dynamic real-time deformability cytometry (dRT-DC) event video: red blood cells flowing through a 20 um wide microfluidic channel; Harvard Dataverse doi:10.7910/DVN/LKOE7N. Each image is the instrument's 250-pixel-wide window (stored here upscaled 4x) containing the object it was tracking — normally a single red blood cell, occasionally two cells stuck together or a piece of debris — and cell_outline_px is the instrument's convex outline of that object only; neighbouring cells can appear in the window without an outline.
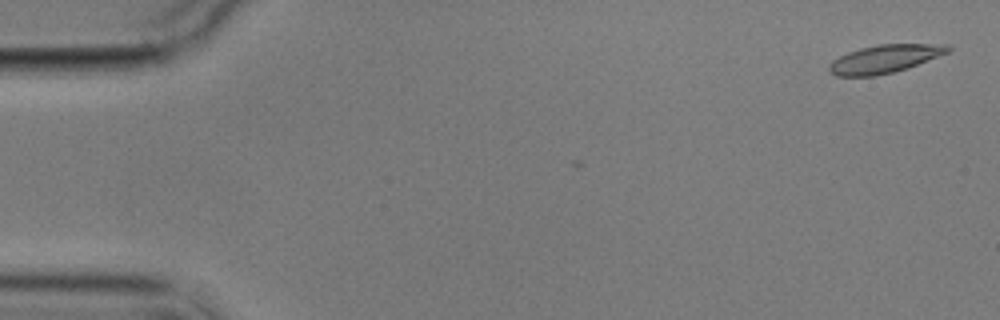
{"species": "common noctule bat (a hibernating species)", "species_latin": "Nyctalus noctula", "temperature_condition": "cold", "stored_images_in_passage": 2, "camera_frame_rate_fps": 3000, "um_per_image_px": 0.085, "animal": {"sex": "male", "body_mass_g": 17.9}, "frame": {"image": 1, "passage_image": 2, "time_ms": 2.0, "image_size_px": [1000, 320], "cell_outline_px": [[952, 48], [948, 52], [908, 68], [876, 76], [836, 76], [828, 68], [828, 64], [832, 60], [848, 52], [860, 48], [880, 44], [948, 44]], "centroid_in_image_um": [75.19, 5.0], "position_along_channel_um": 9.8, "area_um2": 19.36}}